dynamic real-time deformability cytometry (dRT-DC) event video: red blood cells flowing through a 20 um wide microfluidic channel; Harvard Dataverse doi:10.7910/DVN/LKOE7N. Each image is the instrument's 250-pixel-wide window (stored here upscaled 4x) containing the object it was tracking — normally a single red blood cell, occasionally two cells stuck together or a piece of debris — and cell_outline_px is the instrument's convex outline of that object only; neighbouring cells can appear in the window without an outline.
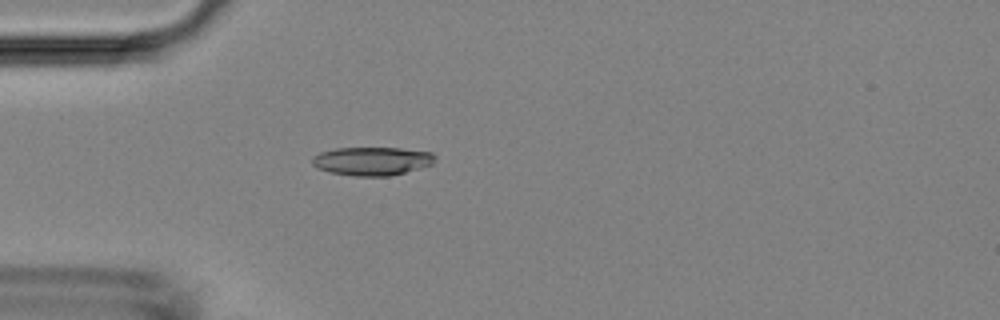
{"species": "Egyptian fruit bat (a non-hibernating species)", "species_latin": "Rousettus aegyptiacus", "temperature_condition": "room temperature", "stored_images_in_passage": 5, "camera_frame_rate_fps": 3000, "um_per_image_px": 0.085, "animal": {"sex": "female"}, "frame": {"image": 1, "passage_image": 5, "time_ms": 4.667, "image_size_px": [1000, 320], "cell_outline_px": [[436, 156], [432, 164], [404, 172], [388, 176], [352, 176], [328, 172], [316, 168], [312, 164], [312, 156], [320, 152], [336, 148], [400, 148], [432, 152]], "centroid_in_image_um": [31.58, 13.69], "position_along_channel_um": 53.4, "area_um2": 20.4}}